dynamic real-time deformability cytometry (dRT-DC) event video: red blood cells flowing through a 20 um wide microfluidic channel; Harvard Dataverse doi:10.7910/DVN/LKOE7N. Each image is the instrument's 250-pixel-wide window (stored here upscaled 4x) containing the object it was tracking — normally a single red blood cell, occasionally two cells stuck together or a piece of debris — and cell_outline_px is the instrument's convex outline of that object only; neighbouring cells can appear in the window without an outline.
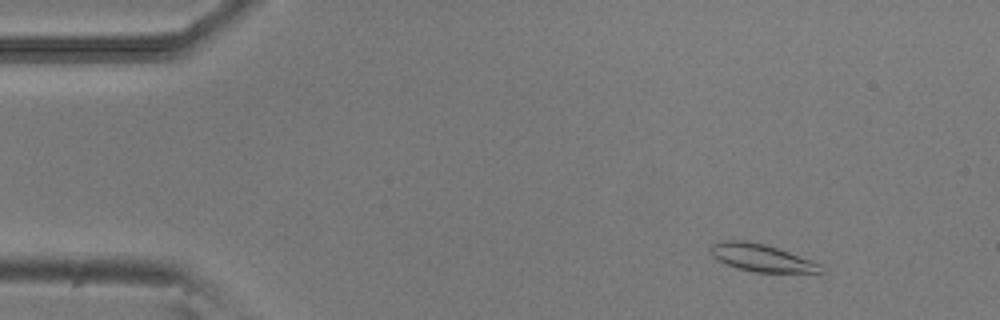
{"species": "common noctule bat (a hibernating species)", "species_latin": "Nyctalus noctula", "temperature_condition": "room temperature", "stored_images_in_passage": 50, "camera_frame_rate_fps": 3000, "um_per_image_px": 0.085, "animal": {"sex": "male", "body_mass_g": 20.5, "forearm_length_mm": 52.5}, "frame": {"image": 1, "passage_image": 4, "time_ms": 1.0, "image_size_px": [1000, 320], "cell_outline_px": [[824, 272], [756, 272], [736, 268], [712, 256], [712, 244], [720, 240], [744, 240], [764, 244], [788, 252], [820, 264]], "centroid_in_image_um": [64.69, 21.9], "position_along_channel_um": 20.3, "area_um2": 17.11}}
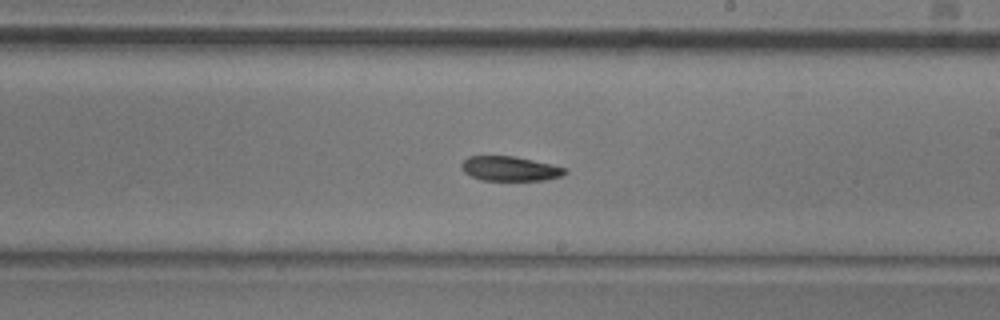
{"frame": {"image": 2, "passage_image": 28, "time_ms": 9.0, "image_size_px": [1000, 320], "cell_outline_px": [[568, 172], [564, 176], [544, 180], [480, 180], [464, 172], [460, 168], [460, 164], [468, 156], [516, 156], [552, 164], [568, 168]], "centroid_in_image_um": [43.38, 14.33], "position_along_channel_um": 245.6, "area_um2": 15.09}}
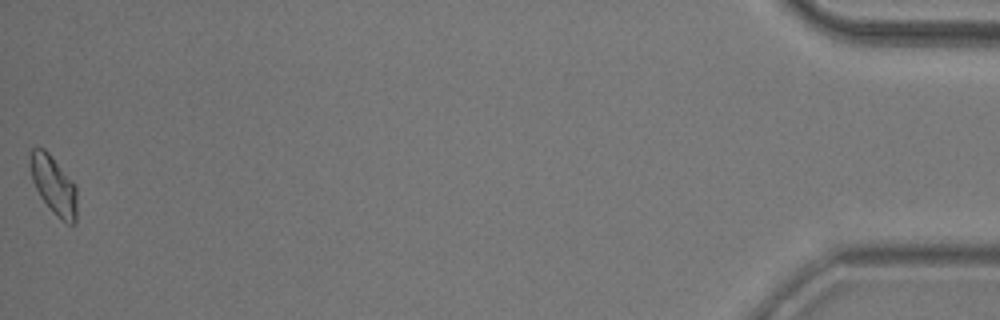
{"frame": {"image": 3, "passage_image": 50, "time_ms": 16.333, "image_size_px": [1000, 320], "cell_outline_px": [[76, 224], [68, 224], [60, 220], [52, 212], [40, 196], [32, 180], [28, 164], [32, 148], [44, 148], [48, 152], [76, 184]], "centroid_in_image_um": [4.56, 15.75], "position_along_channel_um": 430.6, "area_um2": 16.13}, "authors_computed_cell_mechanics": {"area_um2": 15.7216, "velocity_mm_per_s": 3.8684, "shape_relaxation_time_tau1_ms": 3.2914, "shape_relaxation_time_tau2_ms": null, "deformation_change_tau1": 0.1339, "deformation_change_tau2": null}}